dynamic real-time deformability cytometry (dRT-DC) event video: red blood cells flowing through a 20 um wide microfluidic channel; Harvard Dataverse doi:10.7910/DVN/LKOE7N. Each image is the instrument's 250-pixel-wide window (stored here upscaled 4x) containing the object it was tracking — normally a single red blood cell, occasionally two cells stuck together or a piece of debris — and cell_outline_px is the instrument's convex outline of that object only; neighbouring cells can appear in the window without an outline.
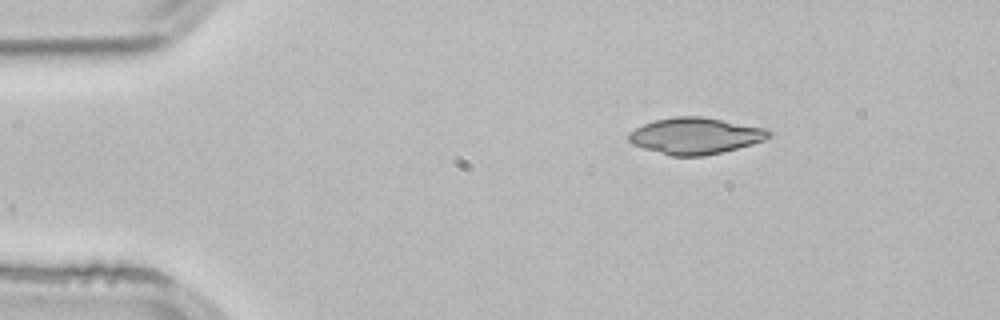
{"species": "common noctule bat (a hibernating species)", "species_latin": "Nyctalus noctula", "temperature_condition": "room temperature", "stored_images_in_passage": 3, "segment_of_instrument_passage": [1, 2], "camera_frame_rate_fps": 3000, "um_per_image_px": 0.085, "animal": {"sex": "male", "body_mass_g": 21.5, "forearm_length_mm": 52.0}, "frame": {"image": 1, "passage_image": 1, "time_ms": 0.0, "image_size_px": [1000, 320], "cell_outline_px": [[772, 132], [764, 140], [752, 144], [704, 156], [672, 156], [644, 148], [632, 144], [628, 140], [628, 132], [644, 124], [656, 120], [676, 116], [704, 116], [768, 128]], "centroid_in_image_um": [59.11, 11.53], "position_along_channel_um": 25.9, "area_um2": 29.71}}